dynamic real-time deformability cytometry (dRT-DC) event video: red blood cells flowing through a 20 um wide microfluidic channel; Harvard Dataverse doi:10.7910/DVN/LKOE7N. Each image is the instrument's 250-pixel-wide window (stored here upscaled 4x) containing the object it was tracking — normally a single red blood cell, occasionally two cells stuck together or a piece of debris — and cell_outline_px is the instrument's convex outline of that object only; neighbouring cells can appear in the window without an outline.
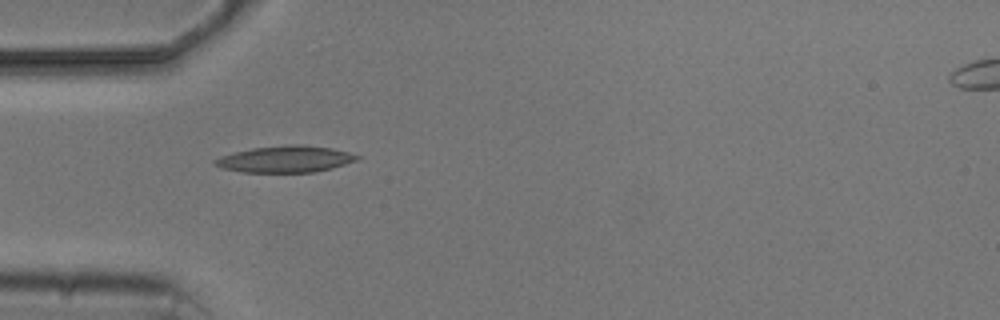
{"species": "common noctule bat (a hibernating species)", "species_latin": "Nyctalus noctula", "temperature_condition": "cold", "stored_images_in_passage": 2, "camera_frame_rate_fps": 3000, "um_per_image_px": 0.085, "animal": {"sex": "male", "body_mass_g": 20.5, "forearm_length_mm": 52.5}, "frame": {"image": 1, "passage_image": 1, "time_ms": 0.0, "image_size_px": [1000, 320], "cell_outline_px": [[360, 156], [356, 160], [332, 168], [312, 172], [244, 172], [224, 168], [212, 164], [212, 160], [220, 156], [252, 148], [292, 144], [304, 144], [332, 148], [348, 152]], "centroid_in_image_um": [24.24, 13.52], "position_along_channel_um": 60.8, "area_um2": 21.85}}
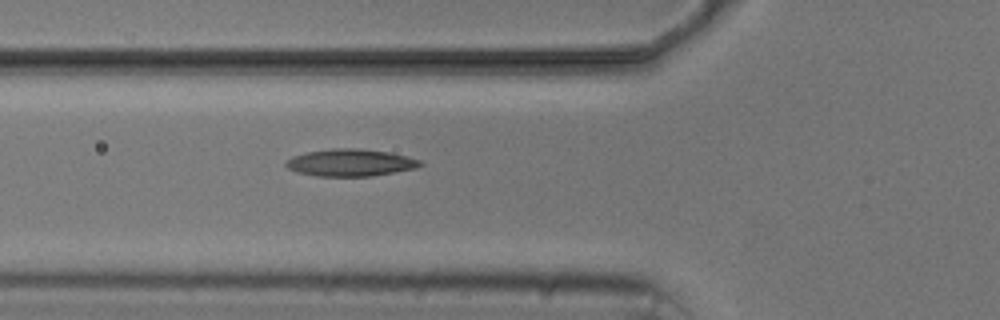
{"frame": {"image": 2, "passage_image": 2, "time_ms": 1.0, "image_size_px": [1000, 320], "cell_outline_px": [[424, 164], [416, 168], [372, 176], [316, 176], [296, 172], [288, 168], [284, 164], [292, 156], [308, 152], [332, 148], [360, 148], [388, 152], [408, 156], [420, 160]], "centroid_in_image_um": [29.79, 13.82], "position_along_channel_um": 96.0, "area_um2": 21.27}}